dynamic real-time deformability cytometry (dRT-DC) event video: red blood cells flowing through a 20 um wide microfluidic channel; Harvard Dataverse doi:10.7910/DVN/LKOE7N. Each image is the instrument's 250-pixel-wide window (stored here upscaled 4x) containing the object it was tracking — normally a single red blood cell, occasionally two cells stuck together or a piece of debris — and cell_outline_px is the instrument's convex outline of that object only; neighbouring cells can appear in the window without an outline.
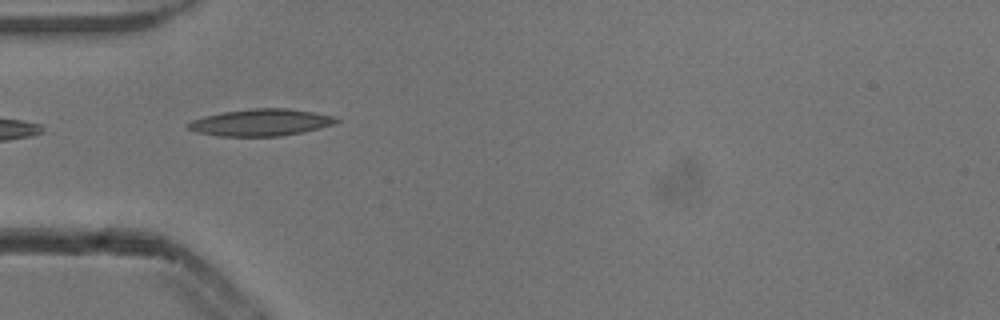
{"species": "common noctule bat (a hibernating species)", "species_latin": "Nyctalus noctula", "temperature_condition": "cold", "stored_images_in_passage": 2, "camera_frame_rate_fps": 3000, "um_per_image_px": 0.085, "animal": {"sex": "male", "body_mass_g": 13.3}, "frame": {"image": 1, "passage_image": 1, "time_ms": 0.0, "image_size_px": [1000, 320], "cell_outline_px": [[340, 120], [336, 124], [304, 132], [280, 136], [220, 136], [196, 132], [188, 128], [184, 124], [192, 120], [220, 112], [252, 108], [288, 108], [316, 112], [332, 116]], "centroid_in_image_um": [22.18, 10.4], "position_along_channel_um": 62.8, "area_um2": 23.41}}
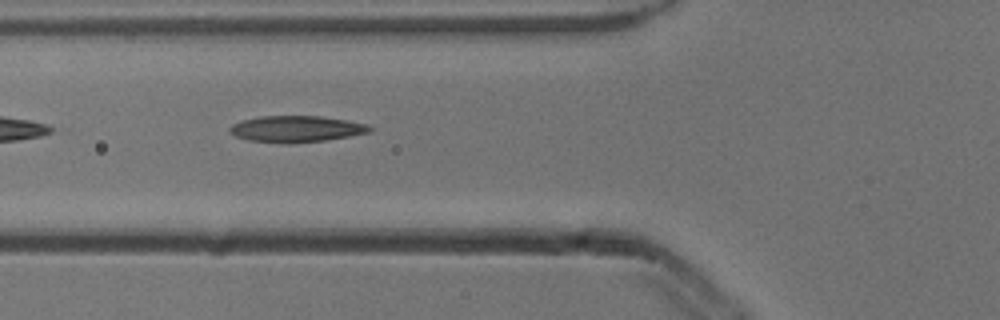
{"frame": {"image": 2, "passage_image": 2, "time_ms": 0.333, "image_size_px": [1000, 320], "cell_outline_px": [[372, 132], [328, 140], [288, 144], [284, 144], [248, 140], [236, 136], [228, 132], [228, 128], [232, 124], [240, 120], [260, 116], [320, 116], [348, 120], [368, 124], [372, 128]], "centroid_in_image_um": [25.18, 10.96], "position_along_channel_um": 100.6, "area_um2": 21.91}}